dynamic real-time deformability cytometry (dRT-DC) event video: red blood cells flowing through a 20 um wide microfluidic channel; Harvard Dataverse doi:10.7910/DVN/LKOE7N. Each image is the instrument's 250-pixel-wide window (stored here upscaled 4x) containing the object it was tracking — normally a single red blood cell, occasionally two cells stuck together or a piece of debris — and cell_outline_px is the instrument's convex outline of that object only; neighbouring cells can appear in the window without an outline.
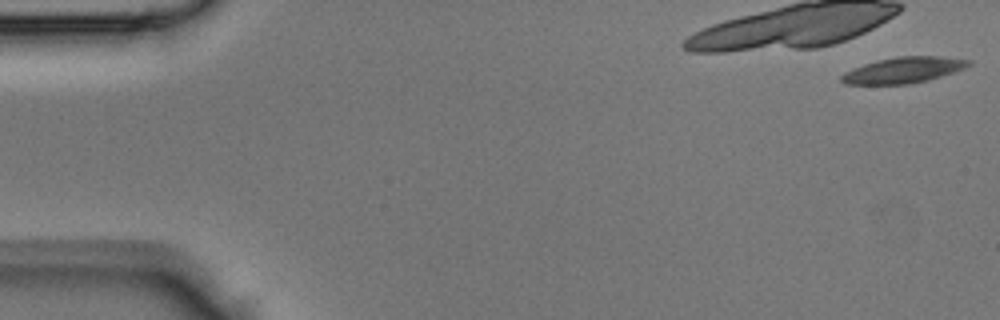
{"species": "Egyptian fruit bat (a non-hibernating species)", "species_latin": "Rousettus aegyptiacus", "temperature_condition": "room temperature", "stored_images_in_passage": 7, "camera_frame_rate_fps": 3000, "um_per_image_px": 0.085, "animal": {"sex": "male"}, "frame": {"image": 1, "passage_image": 1, "time_ms": 0.0, "image_size_px": [1000, 320], "cell_outline_px": [[972, 64], [964, 68], [928, 80], [908, 84], [844, 84], [840, 80], [840, 76], [844, 72], [864, 64], [880, 60], [900, 56], [936, 56], [972, 60]], "centroid_in_image_um": [76.78, 5.96], "position_along_channel_um": 8.2, "area_um2": 18.96}}